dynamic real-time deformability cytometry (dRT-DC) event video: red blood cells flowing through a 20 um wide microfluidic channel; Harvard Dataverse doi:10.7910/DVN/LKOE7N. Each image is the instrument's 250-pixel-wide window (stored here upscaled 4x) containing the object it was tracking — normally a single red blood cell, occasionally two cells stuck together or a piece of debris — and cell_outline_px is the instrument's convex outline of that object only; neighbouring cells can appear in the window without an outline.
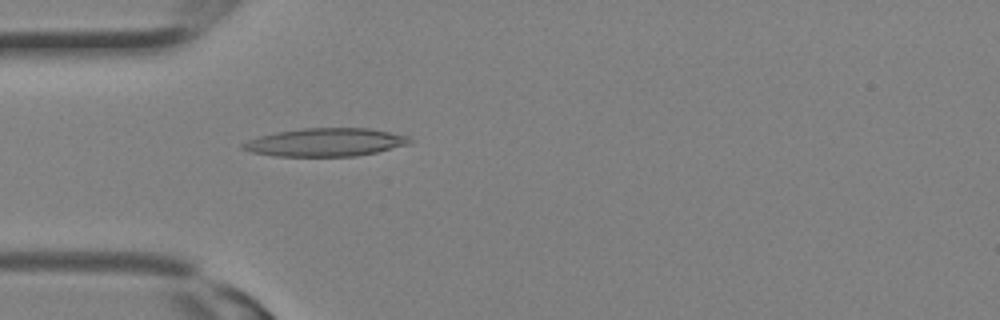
{"species": "Egyptian fruit bat (a non-hibernating species)", "species_latin": "Rousettus aegyptiacus", "temperature_condition": "room temperature", "stored_images_in_passage": 3, "camera_frame_rate_fps": 3000, "um_per_image_px": 0.085, "animal": {"sex": "female"}, "frame": {"image": 1, "passage_image": 1, "time_ms": 0.0, "image_size_px": [1000, 320], "cell_outline_px": [[412, 144], [376, 152], [356, 156], [272, 156], [252, 152], [240, 148], [240, 144], [248, 140], [260, 136], [276, 132], [304, 128], [368, 128], [408, 136], [412, 140]], "centroid_in_image_um": [27.66, 12.1], "position_along_channel_um": 57.3, "area_um2": 27.4}}
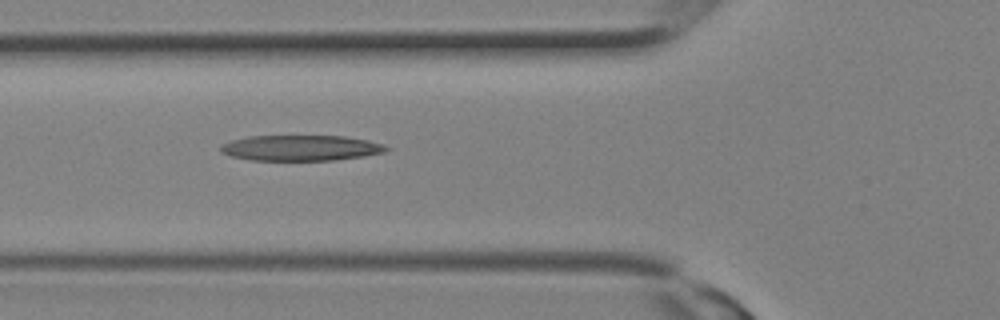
{"frame": {"image": 2, "passage_image": 3, "time_ms": 0.667, "image_size_px": [1000, 320], "cell_outline_px": [[388, 148], [384, 152], [364, 156], [336, 160], [252, 160], [232, 156], [220, 152], [220, 144], [232, 140], [248, 136], [344, 136], [368, 140], [384, 144]], "centroid_in_image_um": [25.55, 12.57], "position_along_channel_um": 100.2, "area_um2": 24.68}}